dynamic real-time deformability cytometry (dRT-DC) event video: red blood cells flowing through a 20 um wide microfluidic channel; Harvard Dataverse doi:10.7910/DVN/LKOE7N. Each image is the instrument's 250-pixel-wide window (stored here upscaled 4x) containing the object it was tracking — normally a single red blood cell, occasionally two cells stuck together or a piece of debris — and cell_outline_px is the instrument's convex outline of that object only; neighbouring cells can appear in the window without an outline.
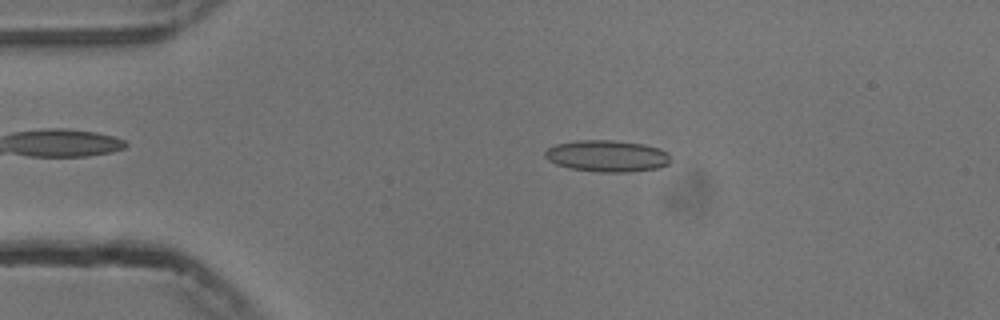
{"species": "common noctule bat (a hibernating species)", "species_latin": "Nyctalus noctula", "temperature_condition": "cold", "stored_images_in_passage": 53, "camera_frame_rate_fps": 3000, "um_per_image_px": 0.085, "animal": {"sex": "male", "body_mass_g": 13.3}, "frame": {"image": 1, "passage_image": 10, "time_ms": 3.0, "image_size_px": [1000, 320], "cell_outline_px": [[672, 160], [668, 164], [660, 168], [624, 172], [600, 172], [568, 168], [556, 164], [548, 160], [544, 156], [544, 152], [548, 148], [556, 144], [576, 140], [612, 140], [644, 144], [660, 148], [668, 152]], "centroid_in_image_um": [51.62, 13.26], "position_along_channel_um": 33.4, "area_um2": 23.35}}
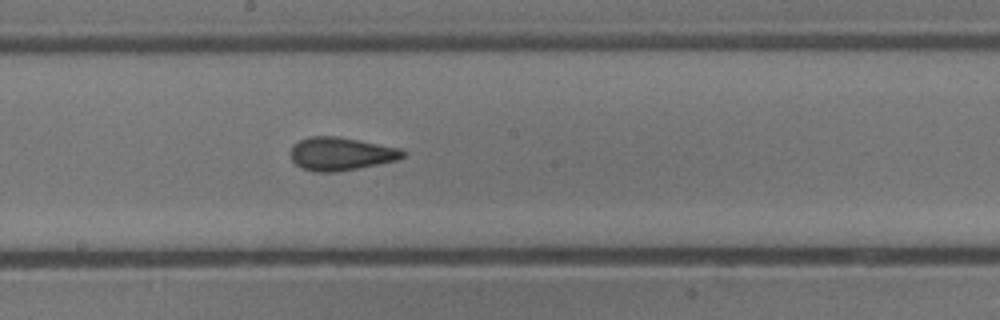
{"frame": {"image": 2, "passage_image": 28, "time_ms": 9.0, "image_size_px": [1000, 320], "cell_outline_px": [[404, 156], [396, 160], [336, 172], [316, 172], [304, 168], [296, 164], [292, 160], [292, 144], [300, 140], [312, 136], [336, 136], [400, 148], [404, 152]], "centroid_in_image_um": [28.95, 13.07], "position_along_channel_um": 219.2, "area_um2": 21.21}}
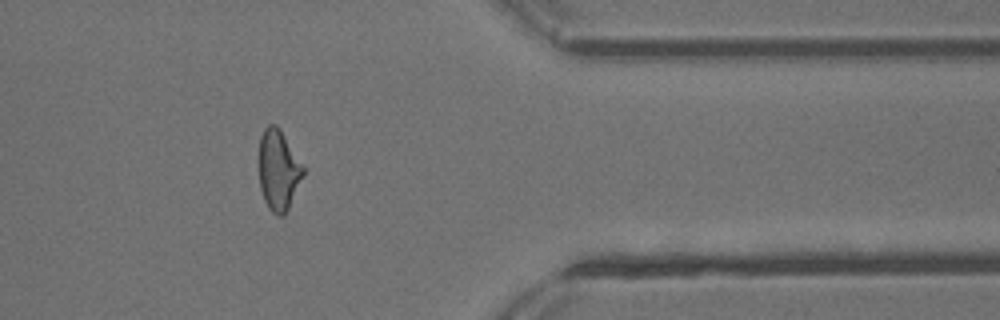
{"frame": {"image": 3, "passage_image": 43, "time_ms": 14.0, "image_size_px": [1000, 320], "cell_outline_px": [[304, 176], [284, 216], [276, 216], [268, 208], [264, 200], [260, 188], [260, 136], [264, 128], [268, 124], [276, 124], [280, 128], [304, 164]], "centroid_in_image_um": [23.69, 14.44], "position_along_channel_um": 387.7, "area_um2": 20.98}, "authors_computed_cell_mechanics": {"area_um2": 21.2704, "velocity_mm_per_s": 3.763, "shape_relaxation_time_tau1_ms": 7.0763, "shape_relaxation_time_tau2_ms": 1.6892, "deformation_change_tau1": 0.1619, "deformation_change_tau2": 0.0915}}